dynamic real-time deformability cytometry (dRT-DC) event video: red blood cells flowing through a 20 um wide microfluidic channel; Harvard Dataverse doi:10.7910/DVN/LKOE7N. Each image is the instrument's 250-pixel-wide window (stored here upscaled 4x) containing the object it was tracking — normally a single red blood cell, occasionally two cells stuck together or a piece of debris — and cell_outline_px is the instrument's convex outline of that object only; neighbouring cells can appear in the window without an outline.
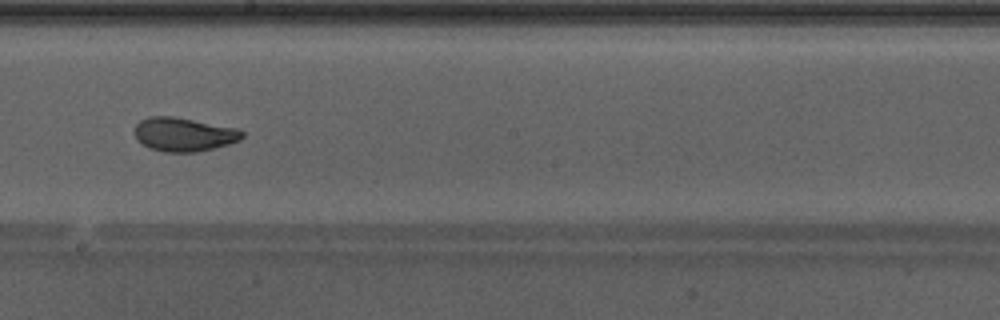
{"species": "Egyptian fruit bat (a non-hibernating species)", "species_latin": "Rousettus aegyptiacus", "temperature_condition": "warm", "stored_images_in_passage": 36, "camera_frame_rate_fps": 3000, "um_per_image_px": 0.085, "animal": {"sex": "male"}, "frame": {"image": 1, "passage_image": 16, "time_ms": 5.0, "image_size_px": [1000, 320], "cell_outline_px": [[244, 136], [240, 140], [228, 144], [196, 152], [164, 152], [148, 148], [136, 140], [136, 124], [140, 120], [148, 116], [172, 116], [236, 128], [244, 132]], "centroid_in_image_um": [15.6, 11.43], "position_along_channel_um": 232.6, "area_um2": 21.1}, "authors_computed_cell_mechanics": {"area_um2": 21.7039, "velocity_mm_per_s": 4.2749, "shape_relaxation_time_tau1_ms": 3.8132, "shape_relaxation_time_tau2_ms": 1.2221, "deformation_change_tau1": 0.1473, "deformation_change_tau2": 0.0697}}